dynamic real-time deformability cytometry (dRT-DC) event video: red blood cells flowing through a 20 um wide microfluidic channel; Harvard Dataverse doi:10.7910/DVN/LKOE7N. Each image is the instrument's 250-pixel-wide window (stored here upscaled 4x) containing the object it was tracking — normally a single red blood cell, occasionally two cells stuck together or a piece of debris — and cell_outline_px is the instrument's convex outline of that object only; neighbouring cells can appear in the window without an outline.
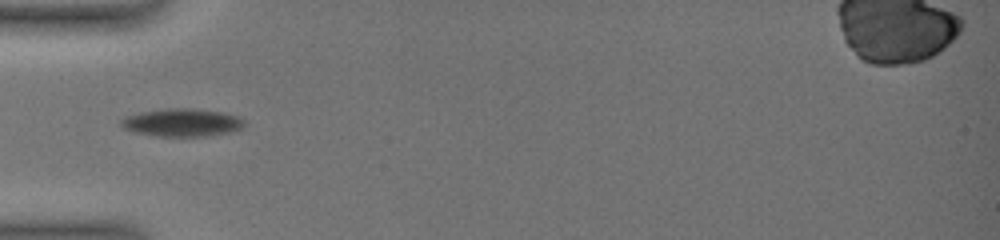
{"species": "common noctule bat (a hibernating species)", "species_latin": "Nyctalus noctula", "temperature_condition": "warm", "stored_images_in_passage": 42, "camera_frame_rate_fps": 3000, "um_per_image_px": 0.085, "animal": {"sex": "female", "body_mass_g": 19.0, "forearm_length_mm": 51.5}, "frame": {"image": 1, "passage_image": 1, "time_ms": 0.0, "image_size_px": [1000, 240], "cell_outline_px": [[248, 124], [240, 128], [228, 132], [212, 136], [156, 136], [132, 132], [124, 128], [120, 124], [120, 120], [124, 116], [140, 112], [168, 108], [192, 108], [224, 112], [240, 116]], "centroid_in_image_um": [15.48, 10.41], "position_along_channel_um": 69.5, "area_um2": 20.35}}
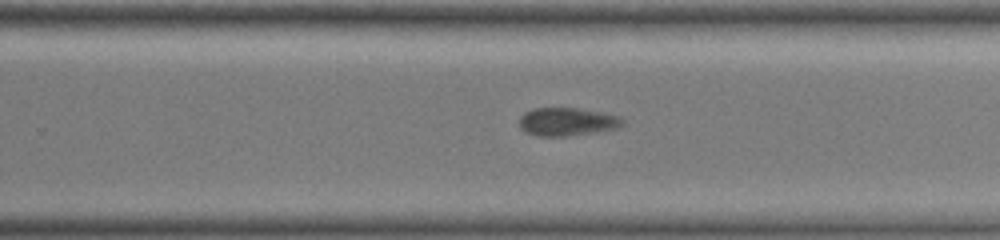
{"frame": {"image": 2, "passage_image": 21, "time_ms": 6.0, "image_size_px": [1000, 240], "cell_outline_px": [[624, 124], [616, 128], [560, 136], [544, 136], [528, 132], [520, 124], [520, 116], [524, 112], [532, 108], [580, 108], [604, 112], [620, 116], [624, 120]], "centroid_in_image_um": [48.24, 10.3], "position_along_channel_um": 281.6, "area_um2": 16.53}}
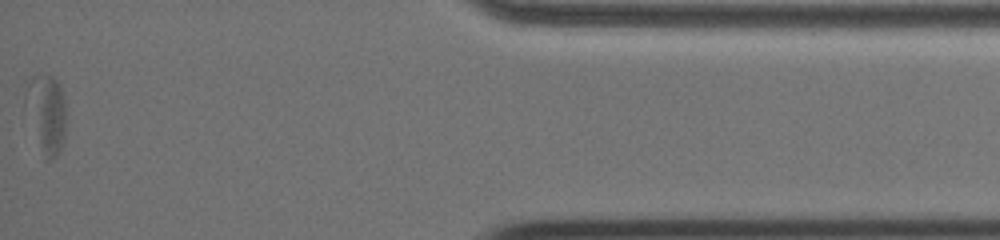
{"frame": {"image": 3, "passage_image": 41, "time_ms": 11.667, "image_size_px": [1000, 240], "cell_outline_px": [[64, 136], [60, 148], [56, 156], [52, 160], [44, 160], [24, 104], [24, 92], [32, 76], [36, 72], [52, 76], [56, 80], [64, 92]], "centroid_in_image_um": [3.91, 9.6], "position_along_channel_um": 431.3, "area_um2": 18.61}, "authors_computed_cell_mechanics": {"area_um2": 18.6116, "velocity_mm_per_s": 3.5543, "shape_relaxation_time_tau1_ms": null, "shape_relaxation_time_tau2_ms": 1.5487, "deformation_change_tau1": null, "deformation_change_tau2": 0.0583}}